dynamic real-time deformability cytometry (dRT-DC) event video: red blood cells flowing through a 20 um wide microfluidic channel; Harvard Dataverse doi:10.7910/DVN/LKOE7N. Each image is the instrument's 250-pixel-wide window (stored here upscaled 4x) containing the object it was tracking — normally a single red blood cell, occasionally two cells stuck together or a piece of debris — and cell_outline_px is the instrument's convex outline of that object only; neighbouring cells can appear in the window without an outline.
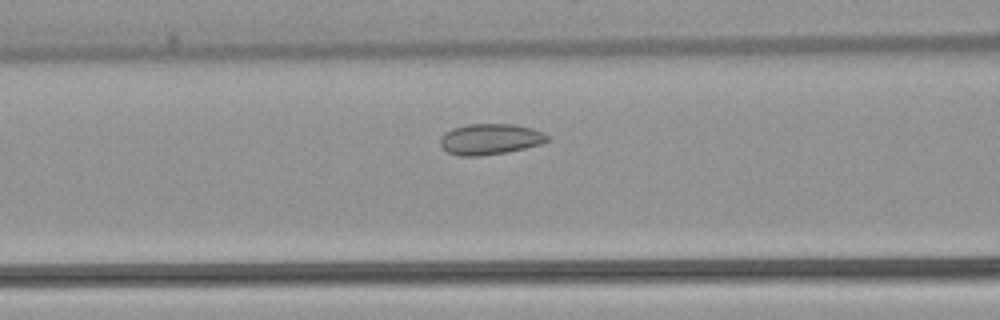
{"species": "common noctule bat (a hibernating species)", "species_latin": "Nyctalus noctula", "temperature_condition": "warm", "stored_images_in_passage": 46, "camera_frame_rate_fps": 3000, "um_per_image_px": 0.085, "animal": {"sex": "female", "body_mass_g": 22.7, "forearm_length_mm": 54.2}, "frame": {"image": 1, "passage_image": 15, "time_ms": 4.667, "image_size_px": [1000, 320], "cell_outline_px": [[548, 140], [540, 144], [508, 152], [480, 156], [460, 156], [448, 152], [440, 144], [440, 136], [444, 132], [452, 128], [468, 124], [516, 124], [532, 128], [544, 132], [548, 136]], "centroid_in_image_um": [41.65, 11.82], "position_along_channel_um": 125.0, "area_um2": 19.36}}
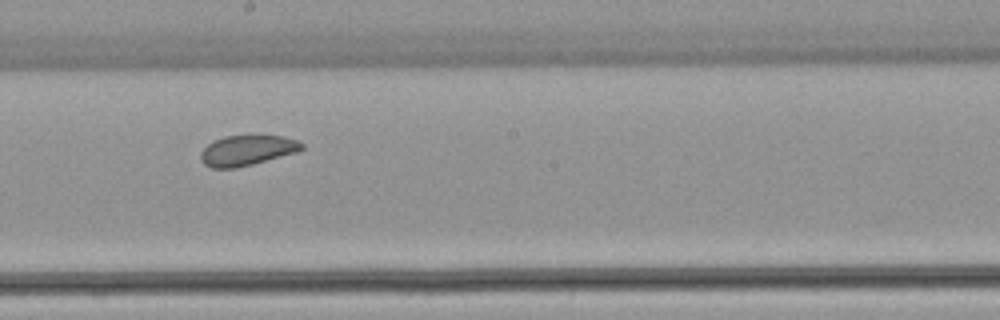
{"frame": {"image": 2, "passage_image": 23, "time_ms": 7.333, "image_size_px": [1000, 320], "cell_outline_px": [[304, 148], [296, 152], [252, 164], [236, 168], [212, 168], [204, 164], [200, 160], [200, 152], [212, 140], [224, 136], [284, 136], [296, 140], [304, 144]], "centroid_in_image_um": [20.96, 12.78], "position_along_channel_um": 227.2, "area_um2": 17.74}}
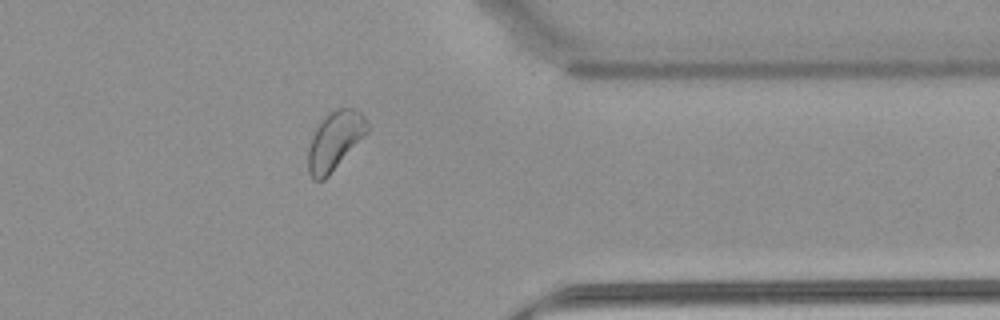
{"frame": {"image": 3, "passage_image": 36, "time_ms": 11.667, "image_size_px": [1000, 320], "cell_outline_px": [[368, 132], [328, 176], [324, 180], [312, 180], [308, 172], [308, 148], [312, 136], [316, 128], [324, 116], [328, 112], [336, 108], [352, 108], [360, 112], [364, 116], [368, 124]], "centroid_in_image_um": [28.45, 11.96], "position_along_channel_um": 383.0, "area_um2": 20.11}, "authors_computed_cell_mechanics": {"area_um2": 19.9699, "velocity_mm_per_s": 3.8445, "shape_relaxation_time_tau1_ms": null, "shape_relaxation_time_tau2_ms": 3.0035, "deformation_change_tau1": null, "deformation_change_tau2": 0.0682}}